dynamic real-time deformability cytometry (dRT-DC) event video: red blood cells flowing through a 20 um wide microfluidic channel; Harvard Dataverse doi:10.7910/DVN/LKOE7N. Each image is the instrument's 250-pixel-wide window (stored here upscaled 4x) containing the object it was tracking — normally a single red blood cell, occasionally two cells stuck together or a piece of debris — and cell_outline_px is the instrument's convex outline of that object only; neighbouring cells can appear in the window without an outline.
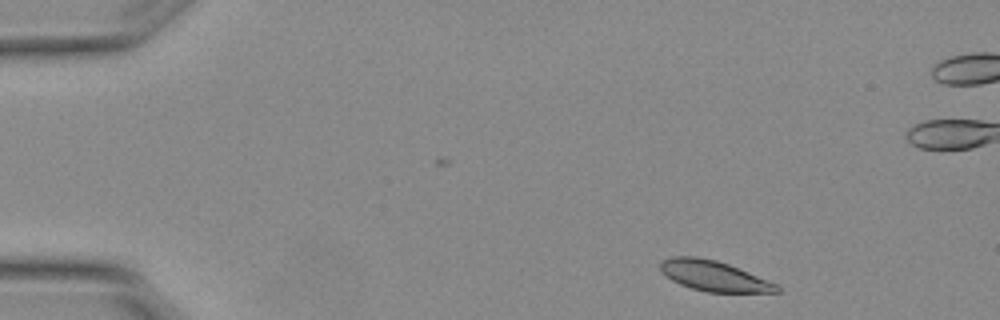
{"species": "Egyptian fruit bat (a non-hibernating species)", "species_latin": "Rousettus aegyptiacus", "temperature_condition": "warm", "stored_images_in_passage": 4, "camera_frame_rate_fps": 3000, "um_per_image_px": 0.085, "animal": {"sex": "female"}, "frame": {"image": 1, "passage_image": 1, "time_ms": 0.0, "image_size_px": [1000, 320], "cell_outline_px": [[780, 292], [708, 292], [692, 288], [680, 284], [672, 280], [660, 272], [660, 260], [672, 256], [696, 256], [716, 260], [728, 264], [748, 272], [776, 284], [780, 288]], "centroid_in_image_um": [60.62, 23.44], "position_along_channel_um": 24.4, "area_um2": 20.46}}